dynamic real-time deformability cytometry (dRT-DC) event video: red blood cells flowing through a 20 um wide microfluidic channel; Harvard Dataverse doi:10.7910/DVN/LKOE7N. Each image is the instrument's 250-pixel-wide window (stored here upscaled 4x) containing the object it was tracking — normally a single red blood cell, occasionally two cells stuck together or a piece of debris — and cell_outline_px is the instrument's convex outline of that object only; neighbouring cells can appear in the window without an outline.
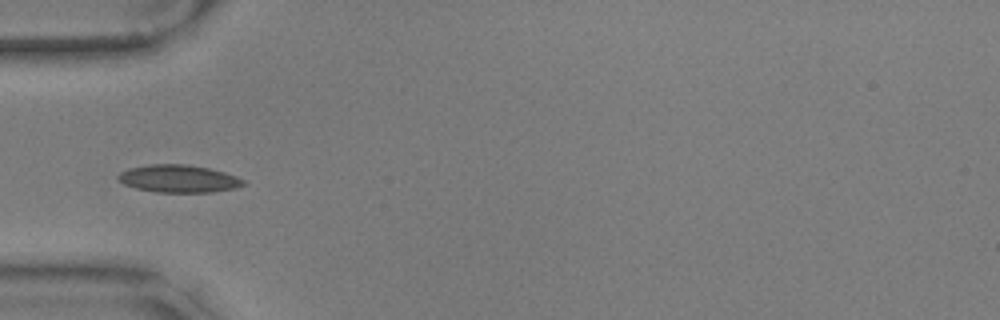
{"species": "common noctule bat (a hibernating species)", "species_latin": "Nyctalus noctula", "temperature_condition": "warm", "stored_images_in_passage": 5, "camera_frame_rate_fps": 3000, "um_per_image_px": 0.085, "animal": {"sex": "male", "body_mass_g": 17.9, "forearm_length_mm": 54.2}, "frame": {"image": 1, "passage_image": 1, "time_ms": 0.0, "image_size_px": [1000, 320], "cell_outline_px": [[248, 184], [236, 188], [208, 192], [156, 192], [136, 188], [124, 184], [116, 176], [120, 172], [128, 168], [148, 164], [184, 164], [208, 168], [224, 172], [236, 176], [244, 180]], "centroid_in_image_um": [15.18, 15.18], "position_along_channel_um": 69.8, "area_um2": 20.11}}